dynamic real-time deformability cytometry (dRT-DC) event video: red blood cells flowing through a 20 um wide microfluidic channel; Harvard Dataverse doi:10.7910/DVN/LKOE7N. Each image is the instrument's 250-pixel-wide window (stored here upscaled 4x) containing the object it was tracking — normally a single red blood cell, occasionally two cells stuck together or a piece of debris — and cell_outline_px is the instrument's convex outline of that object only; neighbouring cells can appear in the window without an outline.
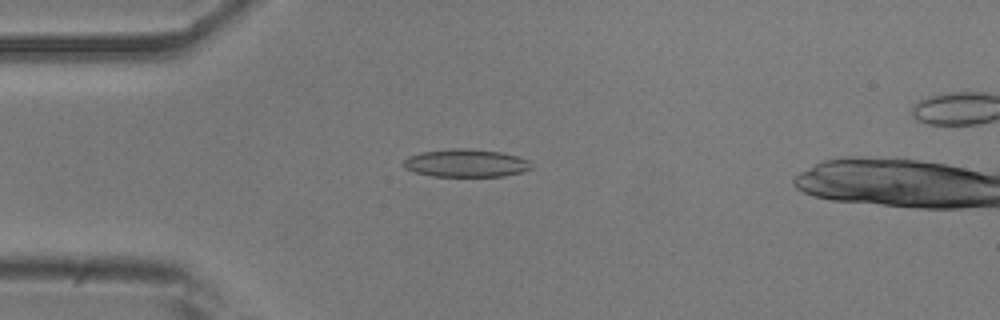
{"species": "common noctule bat (a hibernating species)", "species_latin": "Nyctalus noctula", "temperature_condition": "room temperature", "stored_images_in_passage": 51, "camera_frame_rate_fps": 3000, "um_per_image_px": 0.085, "animal": {"sex": "male", "body_mass_g": 20.5, "forearm_length_mm": 52.5}, "frame": {"image": 1, "passage_image": 13, "time_ms": 4.0, "image_size_px": [1000, 320], "cell_outline_px": [[532, 168], [520, 172], [504, 176], [432, 176], [416, 172], [404, 168], [404, 160], [408, 156], [420, 152], [452, 148], [468, 148], [500, 152], [516, 156], [528, 160]], "centroid_in_image_um": [39.57, 13.86], "position_along_channel_um": 45.4, "area_um2": 20.63}}
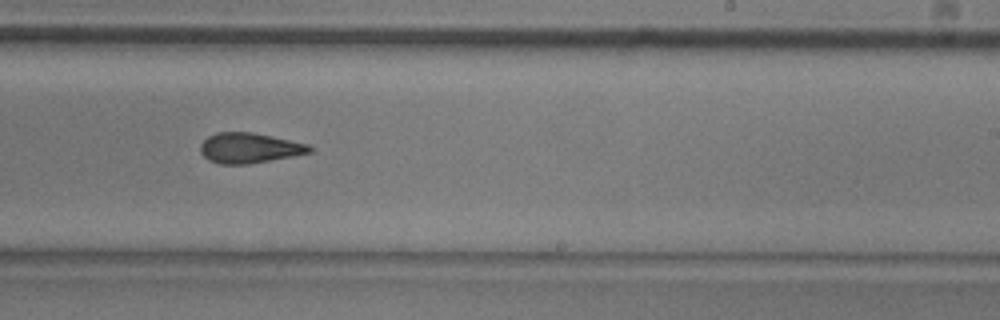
{"frame": {"image": 2, "passage_image": 32, "time_ms": 10.333, "image_size_px": [1000, 320], "cell_outline_px": [[312, 152], [292, 156], [248, 164], [220, 164], [208, 160], [200, 152], [200, 144], [208, 136], [216, 132], [252, 132], [272, 136], [308, 144], [312, 148]], "centroid_in_image_um": [21.16, 12.57], "position_along_channel_um": 267.8, "area_um2": 19.19}}
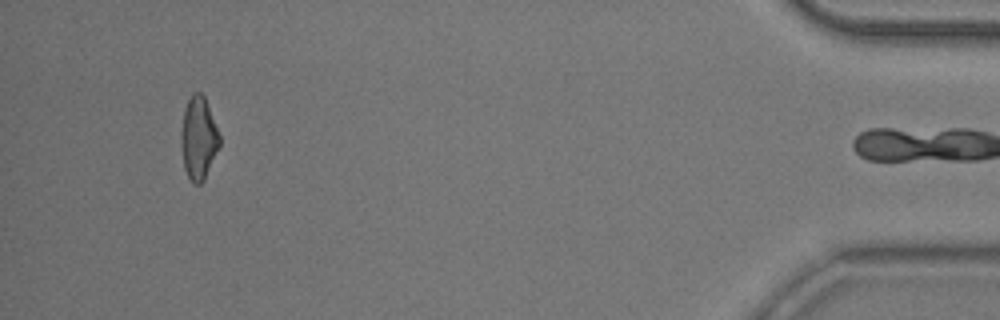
{"frame": {"image": 3, "passage_image": 50, "time_ms": 16.333, "image_size_px": [1000, 320], "cell_outline_px": [[220, 144], [204, 180], [200, 184], [192, 184], [184, 168], [180, 144], [180, 132], [184, 108], [192, 92], [200, 92], [204, 96], [220, 136]], "centroid_in_image_um": [16.85, 11.75], "position_along_channel_um": 418.4, "area_um2": 18.61}, "authors_computed_cell_mechanics": {"area_um2": 19.7098, "velocity_mm_per_s": 3.7429, "shape_relaxation_time_tau1_ms": 9.5131, "shape_relaxation_time_tau2_ms": 4.4616, "deformation_change_tau1": 0.1934, "deformation_change_tau2": 0.1333}}